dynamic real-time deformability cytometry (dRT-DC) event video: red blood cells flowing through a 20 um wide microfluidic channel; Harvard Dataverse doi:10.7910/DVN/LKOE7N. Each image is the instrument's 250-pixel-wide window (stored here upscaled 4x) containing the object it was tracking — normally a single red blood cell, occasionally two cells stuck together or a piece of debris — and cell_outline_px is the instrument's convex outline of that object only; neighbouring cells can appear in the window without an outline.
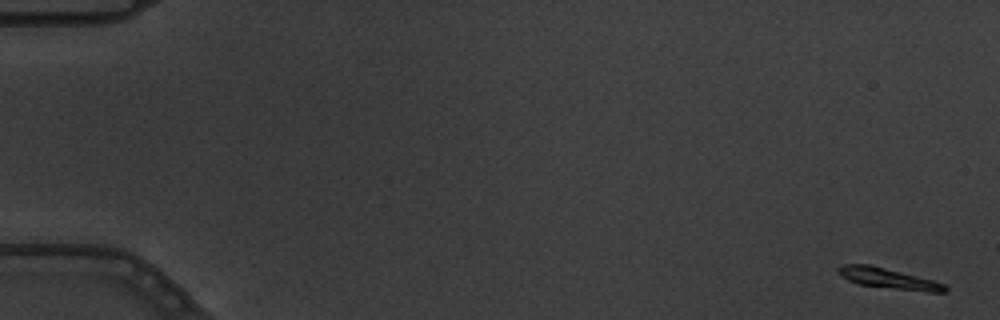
{"species": "common noctule bat (a hibernating species)", "species_latin": "Nyctalus noctula", "temperature_condition": "warm", "stored_images_in_passage": 6, "camera_frame_rate_fps": 3000, "um_per_image_px": 0.085, "animal": {"sex": "male", "body_mass_g": 19.5, "forearm_length_mm": 54.6}, "frame": {"image": 1, "passage_image": 1, "time_ms": 0.0, "image_size_px": [1000, 320], "cell_outline_px": [[948, 292], [928, 292], [860, 284], [848, 280], [840, 276], [836, 272], [836, 268], [844, 264], [872, 264], [932, 280], [944, 284], [948, 288]], "centroid_in_image_um": [75.48, 23.65], "position_along_channel_um": 9.5, "area_um2": 12.72}}
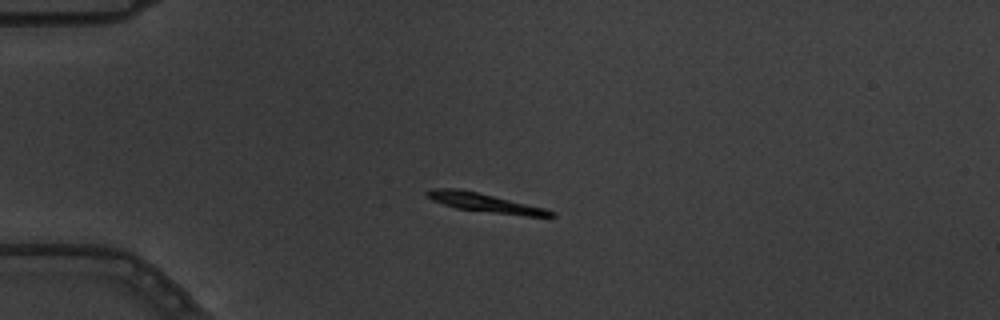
{"frame": {"image": 2, "passage_image": 5, "time_ms": 1.333, "image_size_px": [1000, 320], "cell_outline_px": [[556, 216], [524, 216], [456, 208], [432, 200], [424, 196], [424, 192], [432, 188], [460, 188], [544, 208], [556, 212]], "centroid_in_image_um": [41.15, 17.22], "position_along_channel_um": 43.9, "area_um2": 13.53}}